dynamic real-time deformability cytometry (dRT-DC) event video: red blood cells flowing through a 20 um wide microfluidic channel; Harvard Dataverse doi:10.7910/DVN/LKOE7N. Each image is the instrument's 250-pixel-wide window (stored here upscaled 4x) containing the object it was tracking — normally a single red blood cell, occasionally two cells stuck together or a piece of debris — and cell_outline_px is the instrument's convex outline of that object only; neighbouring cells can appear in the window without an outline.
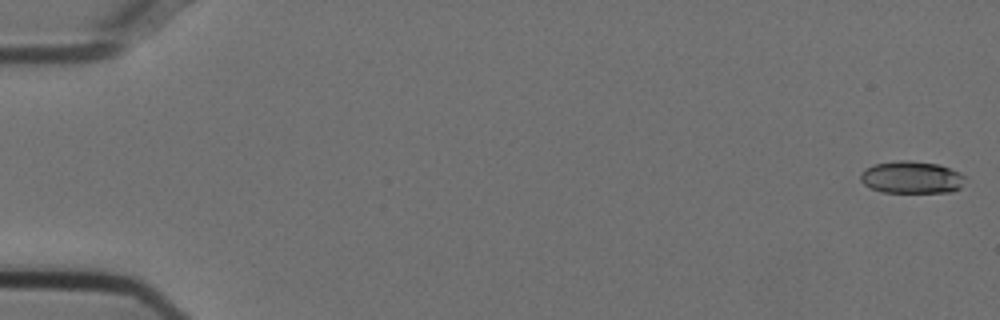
{"species": "Egyptian fruit bat (a non-hibernating species)", "species_latin": "Rousettus aegyptiacus", "temperature_condition": "cold", "stored_images_in_passage": 55, "camera_frame_rate_fps": 3000, "um_per_image_px": 0.085, "animal": {"sex": "female"}, "frame": {"image": 1, "passage_image": 1, "time_ms": 0.0, "image_size_px": [1000, 320], "cell_outline_px": [[964, 176], [960, 188], [952, 192], [880, 192], [864, 184], [860, 180], [860, 176], [864, 168], [876, 164], [896, 160], [908, 160], [936, 164], [960, 172]], "centroid_in_image_um": [77.45, 15.07], "position_along_channel_um": 7.6, "area_um2": 19.54}}
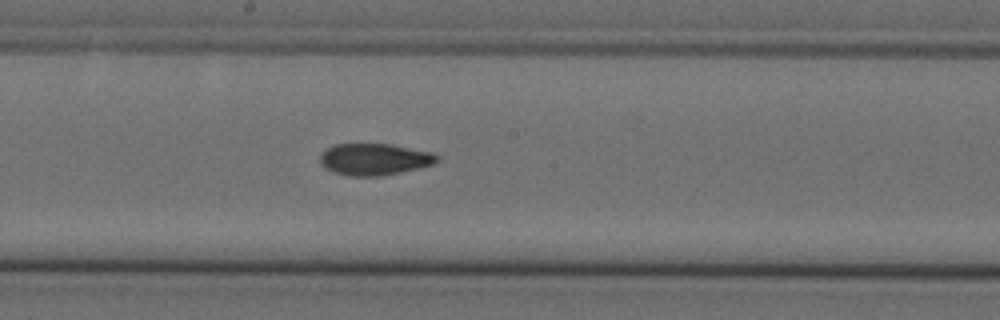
{"frame": {"image": 2, "passage_image": 30, "time_ms": 9.667, "image_size_px": [1000, 320], "cell_outline_px": [[440, 156], [432, 164], [400, 172], [380, 176], [348, 176], [332, 172], [324, 168], [320, 164], [320, 156], [328, 148], [336, 144], [392, 144], [432, 152]], "centroid_in_image_um": [31.79, 13.54], "position_along_channel_um": 216.4, "area_um2": 21.5}}
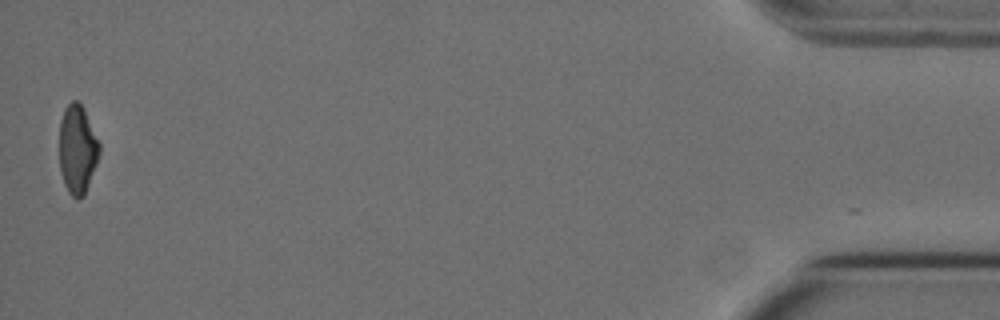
{"frame": {"image": 3, "passage_image": 54, "time_ms": 17.667, "image_size_px": [1000, 320], "cell_outline_px": [[100, 152], [96, 164], [84, 196], [80, 200], [76, 200], [68, 192], [64, 184], [60, 172], [60, 120], [64, 108], [72, 100], [76, 100], [80, 104], [100, 144]], "centroid_in_image_um": [6.56, 12.75], "position_along_channel_um": 428.6, "area_um2": 20.52}, "authors_computed_cell_mechanics": {"area_um2": 21.2126, "velocity_mm_per_s": 3.7614, "shape_relaxation_time_tau1_ms": 6.9207, "shape_relaxation_time_tau2_ms": 3.4691, "deformation_change_tau1": 0.1986, "deformation_change_tau2": 0.0998}}